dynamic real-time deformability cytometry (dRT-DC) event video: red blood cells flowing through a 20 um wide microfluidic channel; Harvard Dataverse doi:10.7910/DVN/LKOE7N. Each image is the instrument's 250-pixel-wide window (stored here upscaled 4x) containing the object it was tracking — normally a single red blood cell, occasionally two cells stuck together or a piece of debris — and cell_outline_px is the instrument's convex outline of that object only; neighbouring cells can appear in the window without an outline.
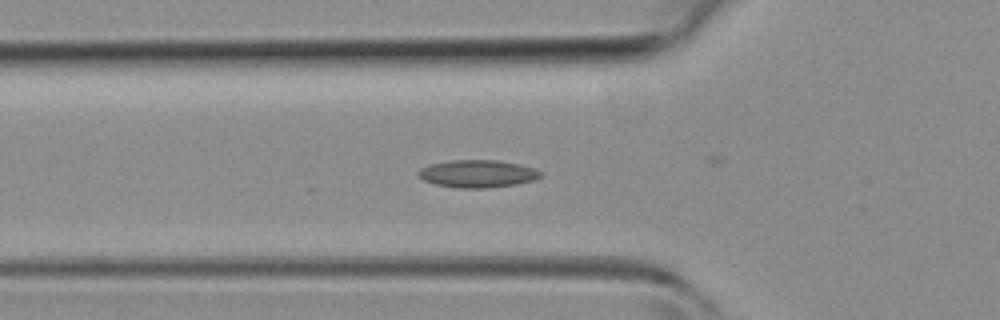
{"species": "common noctule bat (a hibernating species)", "species_latin": "Nyctalus noctula", "temperature_condition": "room temperature", "stored_images_in_passage": 27, "camera_frame_rate_fps": 3000, "um_per_image_px": 0.085, "animal": {"sex": "female", "body_mass_g": 19.3, "forearm_length_mm": 54.1}, "frame": {"image": 1, "passage_image": 5, "time_ms": 1.333, "image_size_px": [1000, 320], "cell_outline_px": [[544, 172], [536, 180], [516, 184], [484, 188], [456, 188], [436, 184], [424, 180], [416, 176], [416, 172], [420, 168], [428, 164], [452, 160], [496, 160], [516, 164], [532, 168]], "centroid_in_image_um": [40.54, 14.77], "position_along_channel_um": 85.3, "area_um2": 19.65}}
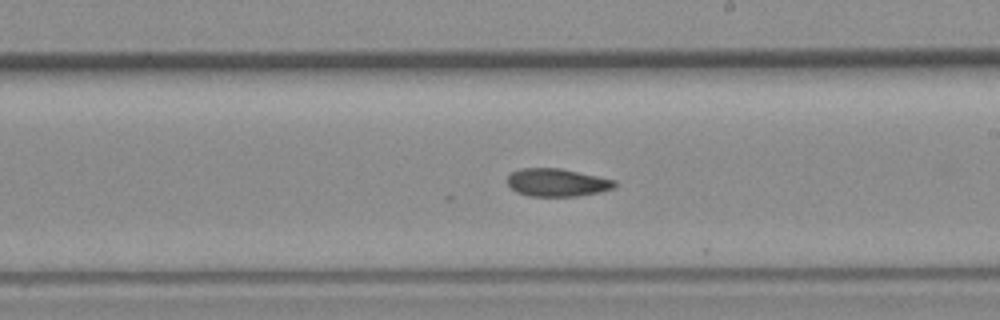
{"frame": {"image": 2, "passage_image": 15, "time_ms": 4.667, "image_size_px": [1000, 320], "cell_outline_px": [[616, 188], [600, 192], [576, 196], [528, 196], [516, 192], [508, 184], [508, 176], [512, 172], [520, 168], [560, 168], [616, 180]], "centroid_in_image_um": [47.36, 15.51], "position_along_channel_um": 241.6, "area_um2": 17.46}}
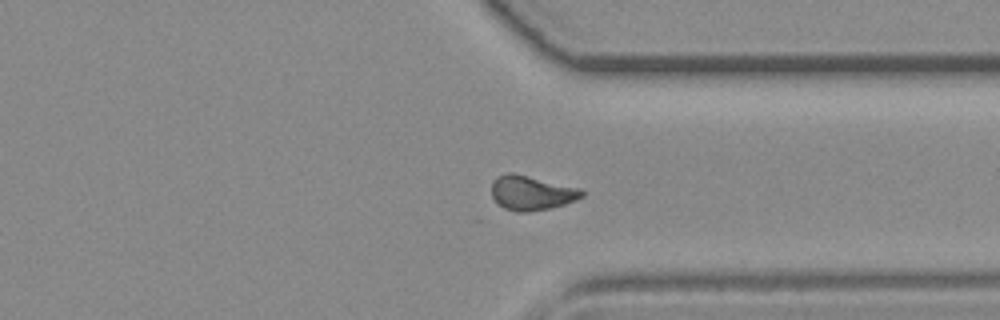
{"frame": {"image": 3, "passage_image": 23, "time_ms": 7.333, "image_size_px": [1000, 320], "cell_outline_px": [[584, 196], [576, 200], [552, 208], [524, 212], [516, 212], [504, 208], [492, 196], [492, 180], [496, 176], [508, 172], [512, 172], [580, 188], [584, 192]], "centroid_in_image_um": [45.17, 16.39], "position_along_channel_um": 366.2, "area_um2": 18.15}}